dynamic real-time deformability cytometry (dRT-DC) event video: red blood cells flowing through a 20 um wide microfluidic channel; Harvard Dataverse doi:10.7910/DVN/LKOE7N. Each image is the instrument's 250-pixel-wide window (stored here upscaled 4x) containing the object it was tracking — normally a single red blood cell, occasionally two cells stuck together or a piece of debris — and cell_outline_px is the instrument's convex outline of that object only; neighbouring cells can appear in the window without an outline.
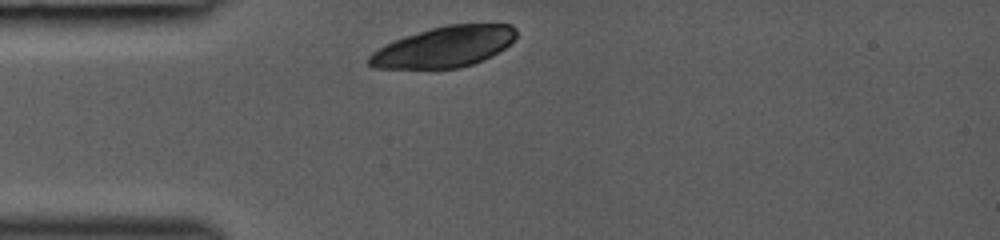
{"species": "common noctule bat (a hibernating species)", "species_latin": "Nyctalus noctula", "temperature_condition": "room temperature", "stored_images_in_passage": 28, "camera_frame_rate_fps": 3000, "um_per_image_px": 0.085, "animal": {"sex": "female", "body_mass_g": 19.0, "forearm_length_mm": 53.3}, "frame": {"image": 1, "passage_image": 1, "time_ms": 0.0, "image_size_px": [1000, 240], "cell_outline_px": [[516, 40], [504, 48], [484, 60], [460, 68], [372, 68], [368, 64], [368, 56], [372, 52], [396, 40], [432, 28], [448, 24], [512, 24], [516, 28]], "centroid_in_image_um": [37.81, 3.99], "position_along_channel_um": 47.2, "area_um2": 34.62}}